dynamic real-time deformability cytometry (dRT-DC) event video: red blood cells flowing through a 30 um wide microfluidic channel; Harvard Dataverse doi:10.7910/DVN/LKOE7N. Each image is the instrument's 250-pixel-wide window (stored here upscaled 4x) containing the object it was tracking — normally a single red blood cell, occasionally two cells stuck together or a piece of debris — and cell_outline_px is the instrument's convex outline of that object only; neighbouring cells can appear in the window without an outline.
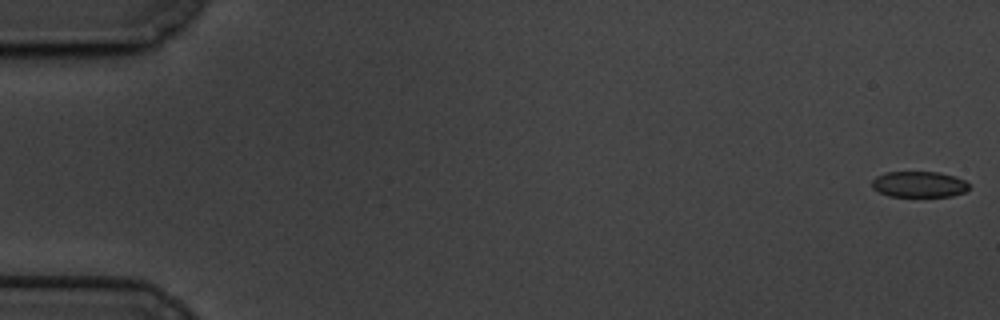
{"species": "common noctule bat (a hibernating species)", "species_latin": "Nyctalus noctula", "temperature_condition": "cold", "stored_images_in_passage": 60, "camera_frame_rate_fps": 3000, "um_per_image_px": 0.085, "animal": {"sex": "male", "body_mass_g": 19.5, "forearm_length_mm": 54.6}, "frame": {"image": 1, "passage_image": 1, "time_ms": 0.0, "image_size_px": [1000, 320], "cell_outline_px": [[968, 188], [964, 192], [952, 196], [888, 196], [872, 188], [872, 180], [876, 176], [884, 172], [940, 172], [964, 180], [968, 184]], "centroid_in_image_um": [78.08, 15.66], "position_along_channel_um": 6.9, "area_um2": 14.57}}
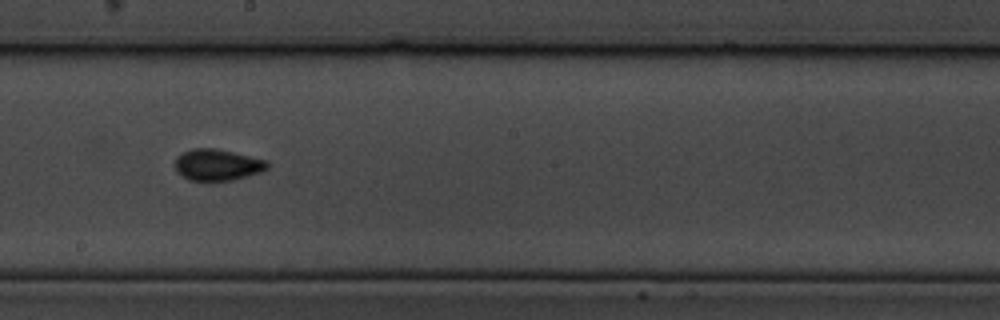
{"frame": {"image": 2, "passage_image": 34, "time_ms": 11.0, "image_size_px": [1000, 320], "cell_outline_px": [[268, 168], [260, 172], [248, 176], [232, 180], [188, 180], [180, 176], [176, 172], [172, 164], [176, 156], [192, 148], [212, 148], [232, 152], [264, 160], [268, 164]], "centroid_in_image_um": [18.38, 14.02], "position_along_channel_um": 229.8, "area_um2": 16.88}}
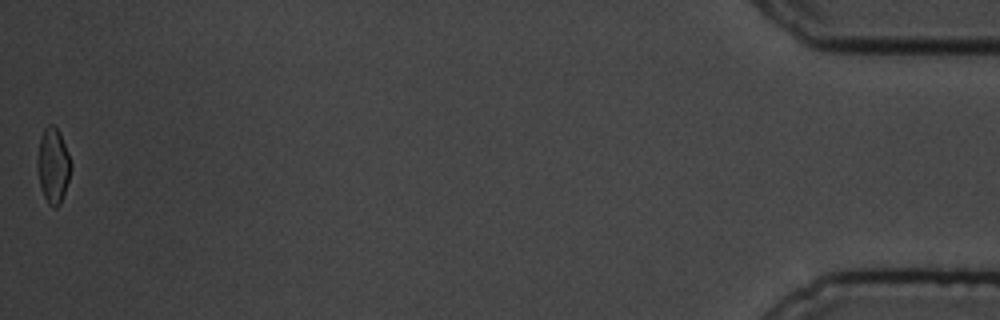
{"frame": {"image": 3, "passage_image": 60, "time_ms": 19.667, "image_size_px": [1000, 320], "cell_outline_px": [[72, 168], [60, 204], [56, 208], [52, 208], [48, 204], [40, 188], [36, 164], [36, 160], [40, 136], [44, 128], [48, 124], [52, 124], [60, 132], [68, 152], [72, 164]], "centroid_in_image_um": [4.5, 14.06], "position_along_channel_um": 430.7, "area_um2": 14.97}, "authors_computed_cell_mechanics": {"area_um2": 15.9239, "velocity_mm_per_s": 3.3861, "shape_relaxation_time_tau1_ms": 3.3702, "shape_relaxation_time_tau2_ms": 1.4673, "deformation_change_tau1": 0.0999, "deformation_change_tau2": 0.055}}